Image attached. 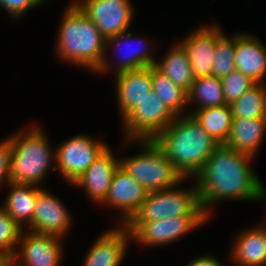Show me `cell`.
<instances>
[{"instance_id":"cell-1","label":"cell","mask_w":266,"mask_h":266,"mask_svg":"<svg viewBox=\"0 0 266 266\" xmlns=\"http://www.w3.org/2000/svg\"><path fill=\"white\" fill-rule=\"evenodd\" d=\"M252 160L248 154L219 145L190 179L195 181L200 204L209 218L211 207L223 200L258 202L263 183L253 171Z\"/></svg>"},{"instance_id":"cell-2","label":"cell","mask_w":266,"mask_h":266,"mask_svg":"<svg viewBox=\"0 0 266 266\" xmlns=\"http://www.w3.org/2000/svg\"><path fill=\"white\" fill-rule=\"evenodd\" d=\"M57 37L58 59L98 74L111 72L113 64L106 56V39L73 1L64 10Z\"/></svg>"},{"instance_id":"cell-3","label":"cell","mask_w":266,"mask_h":266,"mask_svg":"<svg viewBox=\"0 0 266 266\" xmlns=\"http://www.w3.org/2000/svg\"><path fill=\"white\" fill-rule=\"evenodd\" d=\"M153 141L184 179H193L219 146L190 114L176 116Z\"/></svg>"},{"instance_id":"cell-4","label":"cell","mask_w":266,"mask_h":266,"mask_svg":"<svg viewBox=\"0 0 266 266\" xmlns=\"http://www.w3.org/2000/svg\"><path fill=\"white\" fill-rule=\"evenodd\" d=\"M22 130L10 135L13 147L11 182L39 186L48 175L52 162L55 165V150L41 127Z\"/></svg>"},{"instance_id":"cell-5","label":"cell","mask_w":266,"mask_h":266,"mask_svg":"<svg viewBox=\"0 0 266 266\" xmlns=\"http://www.w3.org/2000/svg\"><path fill=\"white\" fill-rule=\"evenodd\" d=\"M139 144L140 153L131 157H120V165L148 192L179 186L184 180L172 162L153 140H125Z\"/></svg>"},{"instance_id":"cell-6","label":"cell","mask_w":266,"mask_h":266,"mask_svg":"<svg viewBox=\"0 0 266 266\" xmlns=\"http://www.w3.org/2000/svg\"><path fill=\"white\" fill-rule=\"evenodd\" d=\"M191 189L150 191L138 211L128 222H150L173 217H208L200 204L196 184ZM178 188V189H177Z\"/></svg>"},{"instance_id":"cell-7","label":"cell","mask_w":266,"mask_h":266,"mask_svg":"<svg viewBox=\"0 0 266 266\" xmlns=\"http://www.w3.org/2000/svg\"><path fill=\"white\" fill-rule=\"evenodd\" d=\"M108 148V144L85 134L73 136L55 148L56 162L52 170H59L72 185Z\"/></svg>"},{"instance_id":"cell-8","label":"cell","mask_w":266,"mask_h":266,"mask_svg":"<svg viewBox=\"0 0 266 266\" xmlns=\"http://www.w3.org/2000/svg\"><path fill=\"white\" fill-rule=\"evenodd\" d=\"M159 96L152 91L123 121L125 140H154L175 119Z\"/></svg>"},{"instance_id":"cell-9","label":"cell","mask_w":266,"mask_h":266,"mask_svg":"<svg viewBox=\"0 0 266 266\" xmlns=\"http://www.w3.org/2000/svg\"><path fill=\"white\" fill-rule=\"evenodd\" d=\"M209 220V217H173L150 222H127L124 226L131 233V242L155 247L175 242Z\"/></svg>"},{"instance_id":"cell-10","label":"cell","mask_w":266,"mask_h":266,"mask_svg":"<svg viewBox=\"0 0 266 266\" xmlns=\"http://www.w3.org/2000/svg\"><path fill=\"white\" fill-rule=\"evenodd\" d=\"M91 19L105 39L128 31L134 19V9L129 0L74 1Z\"/></svg>"},{"instance_id":"cell-11","label":"cell","mask_w":266,"mask_h":266,"mask_svg":"<svg viewBox=\"0 0 266 266\" xmlns=\"http://www.w3.org/2000/svg\"><path fill=\"white\" fill-rule=\"evenodd\" d=\"M62 239L54 235L22 231L12 266H58L63 254Z\"/></svg>"},{"instance_id":"cell-12","label":"cell","mask_w":266,"mask_h":266,"mask_svg":"<svg viewBox=\"0 0 266 266\" xmlns=\"http://www.w3.org/2000/svg\"><path fill=\"white\" fill-rule=\"evenodd\" d=\"M69 213L59 197L43 188L37 195L32 222L25 230L65 238L73 221Z\"/></svg>"},{"instance_id":"cell-13","label":"cell","mask_w":266,"mask_h":266,"mask_svg":"<svg viewBox=\"0 0 266 266\" xmlns=\"http://www.w3.org/2000/svg\"><path fill=\"white\" fill-rule=\"evenodd\" d=\"M148 191L119 165L111 179V185L103 205L111 206L122 215L121 225H125L138 211L146 199Z\"/></svg>"},{"instance_id":"cell-14","label":"cell","mask_w":266,"mask_h":266,"mask_svg":"<svg viewBox=\"0 0 266 266\" xmlns=\"http://www.w3.org/2000/svg\"><path fill=\"white\" fill-rule=\"evenodd\" d=\"M223 34L219 25L200 26L188 33L180 43L188 53L195 78L212 75L214 50L217 39Z\"/></svg>"},{"instance_id":"cell-15","label":"cell","mask_w":266,"mask_h":266,"mask_svg":"<svg viewBox=\"0 0 266 266\" xmlns=\"http://www.w3.org/2000/svg\"><path fill=\"white\" fill-rule=\"evenodd\" d=\"M117 227V228H116ZM103 232L85 256L83 266H120L126 257L131 233L124 226L116 225Z\"/></svg>"},{"instance_id":"cell-16","label":"cell","mask_w":266,"mask_h":266,"mask_svg":"<svg viewBox=\"0 0 266 266\" xmlns=\"http://www.w3.org/2000/svg\"><path fill=\"white\" fill-rule=\"evenodd\" d=\"M120 165V159L108 148L72 184L85 190L89 200L101 204L108 195L111 179Z\"/></svg>"},{"instance_id":"cell-17","label":"cell","mask_w":266,"mask_h":266,"mask_svg":"<svg viewBox=\"0 0 266 266\" xmlns=\"http://www.w3.org/2000/svg\"><path fill=\"white\" fill-rule=\"evenodd\" d=\"M120 117L123 121L153 91L151 67L124 71L114 75Z\"/></svg>"},{"instance_id":"cell-18","label":"cell","mask_w":266,"mask_h":266,"mask_svg":"<svg viewBox=\"0 0 266 266\" xmlns=\"http://www.w3.org/2000/svg\"><path fill=\"white\" fill-rule=\"evenodd\" d=\"M234 58L236 70L256 83H265L266 46L261 40L248 33L236 34Z\"/></svg>"},{"instance_id":"cell-19","label":"cell","mask_w":266,"mask_h":266,"mask_svg":"<svg viewBox=\"0 0 266 266\" xmlns=\"http://www.w3.org/2000/svg\"><path fill=\"white\" fill-rule=\"evenodd\" d=\"M230 258L239 266H266V227H248L234 239Z\"/></svg>"},{"instance_id":"cell-20","label":"cell","mask_w":266,"mask_h":266,"mask_svg":"<svg viewBox=\"0 0 266 266\" xmlns=\"http://www.w3.org/2000/svg\"><path fill=\"white\" fill-rule=\"evenodd\" d=\"M266 136V118H233L225 146L255 157Z\"/></svg>"},{"instance_id":"cell-21","label":"cell","mask_w":266,"mask_h":266,"mask_svg":"<svg viewBox=\"0 0 266 266\" xmlns=\"http://www.w3.org/2000/svg\"><path fill=\"white\" fill-rule=\"evenodd\" d=\"M6 187H9V192L5 202L0 207L23 229H26L32 222L37 195L43 187L12 182Z\"/></svg>"},{"instance_id":"cell-22","label":"cell","mask_w":266,"mask_h":266,"mask_svg":"<svg viewBox=\"0 0 266 266\" xmlns=\"http://www.w3.org/2000/svg\"><path fill=\"white\" fill-rule=\"evenodd\" d=\"M133 33L126 31L124 33L115 35L114 37L108 38L106 39V52L108 49V47H113L112 49L115 51L120 48V45L122 46V44L124 43L125 45L129 44V49H131L132 47L130 45H134L135 41L133 39ZM133 39V41H132ZM143 42L144 41L140 38L139 42ZM128 42V43H127ZM123 44V45H124ZM141 43L139 44H135L137 45V48L135 46L134 49L128 50V52H124L122 54V56H120L121 58L118 59L119 63H116L115 68L113 67V71H114V75L115 73H120V72H124V71H131V70H137V69H142V68H146V67H151V66H155V63L157 60H155V56H153V53H151L150 48H147L146 46L142 45L140 46ZM118 48H116V47ZM140 46V47H139ZM143 46V47H142ZM115 47V48H114ZM128 47V46H126ZM118 55V54H117Z\"/></svg>"},{"instance_id":"cell-23","label":"cell","mask_w":266,"mask_h":266,"mask_svg":"<svg viewBox=\"0 0 266 266\" xmlns=\"http://www.w3.org/2000/svg\"><path fill=\"white\" fill-rule=\"evenodd\" d=\"M176 42L171 45L163 59L156 61L155 67L188 93L195 76L186 49L179 41Z\"/></svg>"},{"instance_id":"cell-24","label":"cell","mask_w":266,"mask_h":266,"mask_svg":"<svg viewBox=\"0 0 266 266\" xmlns=\"http://www.w3.org/2000/svg\"><path fill=\"white\" fill-rule=\"evenodd\" d=\"M190 114L219 144L225 145L231 130L233 115L230 105L193 109Z\"/></svg>"},{"instance_id":"cell-25","label":"cell","mask_w":266,"mask_h":266,"mask_svg":"<svg viewBox=\"0 0 266 266\" xmlns=\"http://www.w3.org/2000/svg\"><path fill=\"white\" fill-rule=\"evenodd\" d=\"M151 80L153 92L162 99L166 107L175 116L188 114V93L175 85L165 74L155 66H151ZM184 112H186L184 114Z\"/></svg>"},{"instance_id":"cell-26","label":"cell","mask_w":266,"mask_h":266,"mask_svg":"<svg viewBox=\"0 0 266 266\" xmlns=\"http://www.w3.org/2000/svg\"><path fill=\"white\" fill-rule=\"evenodd\" d=\"M193 102L195 109L225 105L221 79L213 75L195 78L188 92V105Z\"/></svg>"},{"instance_id":"cell-27","label":"cell","mask_w":266,"mask_h":266,"mask_svg":"<svg viewBox=\"0 0 266 266\" xmlns=\"http://www.w3.org/2000/svg\"><path fill=\"white\" fill-rule=\"evenodd\" d=\"M230 106L233 118H266V84L257 83Z\"/></svg>"},{"instance_id":"cell-28","label":"cell","mask_w":266,"mask_h":266,"mask_svg":"<svg viewBox=\"0 0 266 266\" xmlns=\"http://www.w3.org/2000/svg\"><path fill=\"white\" fill-rule=\"evenodd\" d=\"M236 34L226 36L223 33L216 42L214 50V62L212 65V75L223 78L236 70L235 57Z\"/></svg>"},{"instance_id":"cell-29","label":"cell","mask_w":266,"mask_h":266,"mask_svg":"<svg viewBox=\"0 0 266 266\" xmlns=\"http://www.w3.org/2000/svg\"><path fill=\"white\" fill-rule=\"evenodd\" d=\"M24 229L0 207V255L12 259Z\"/></svg>"},{"instance_id":"cell-30","label":"cell","mask_w":266,"mask_h":266,"mask_svg":"<svg viewBox=\"0 0 266 266\" xmlns=\"http://www.w3.org/2000/svg\"><path fill=\"white\" fill-rule=\"evenodd\" d=\"M221 82L227 105H231L257 84L238 70H234L229 75L221 78Z\"/></svg>"},{"instance_id":"cell-31","label":"cell","mask_w":266,"mask_h":266,"mask_svg":"<svg viewBox=\"0 0 266 266\" xmlns=\"http://www.w3.org/2000/svg\"><path fill=\"white\" fill-rule=\"evenodd\" d=\"M12 139L8 136L0 142V186L11 182ZM6 183V184H5Z\"/></svg>"},{"instance_id":"cell-32","label":"cell","mask_w":266,"mask_h":266,"mask_svg":"<svg viewBox=\"0 0 266 266\" xmlns=\"http://www.w3.org/2000/svg\"><path fill=\"white\" fill-rule=\"evenodd\" d=\"M45 1L47 0H0V7L4 9L12 19H18L33 7L43 5Z\"/></svg>"},{"instance_id":"cell-33","label":"cell","mask_w":266,"mask_h":266,"mask_svg":"<svg viewBox=\"0 0 266 266\" xmlns=\"http://www.w3.org/2000/svg\"><path fill=\"white\" fill-rule=\"evenodd\" d=\"M221 261L216 257L203 255L192 259L186 266H224Z\"/></svg>"},{"instance_id":"cell-34","label":"cell","mask_w":266,"mask_h":266,"mask_svg":"<svg viewBox=\"0 0 266 266\" xmlns=\"http://www.w3.org/2000/svg\"><path fill=\"white\" fill-rule=\"evenodd\" d=\"M0 266H12V259L0 255Z\"/></svg>"},{"instance_id":"cell-35","label":"cell","mask_w":266,"mask_h":266,"mask_svg":"<svg viewBox=\"0 0 266 266\" xmlns=\"http://www.w3.org/2000/svg\"><path fill=\"white\" fill-rule=\"evenodd\" d=\"M264 200L266 202V187L264 185H262L258 201L259 202H262V201L264 202ZM263 225L266 227V222H264Z\"/></svg>"}]
</instances>
